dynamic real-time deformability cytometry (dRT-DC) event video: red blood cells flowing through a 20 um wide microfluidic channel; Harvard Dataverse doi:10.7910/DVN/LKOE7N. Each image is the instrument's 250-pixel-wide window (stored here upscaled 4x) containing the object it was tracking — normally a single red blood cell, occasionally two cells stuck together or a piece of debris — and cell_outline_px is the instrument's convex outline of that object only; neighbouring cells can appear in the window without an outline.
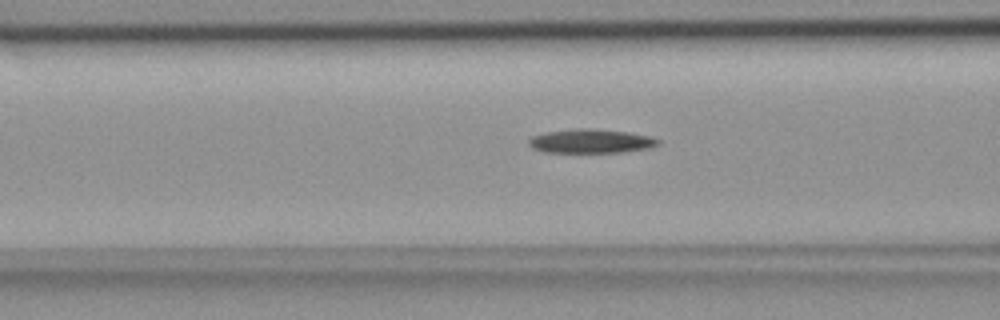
{"species": "common noctule bat (a hibernating species)", "species_latin": "Nyctalus noctula", "temperature_condition": "room temperature", "stored_images_in_passage": 14, "camera_frame_rate_fps": 3000, "um_per_image_px": 0.085, "animal": {"sex": "female", "body_mass_g": 18.4}, "frame": {"image": 1, "passage_image": 8, "time_ms": 2.333, "image_size_px": [1000, 320], "cell_outline_px": [[660, 144], [648, 148], [620, 152], [544, 152], [532, 148], [528, 144], [528, 140], [532, 136], [544, 132], [576, 128], [592, 128], [628, 132], [652, 136], [660, 140]], "centroid_in_image_um": [50.21, 11.98], "position_along_channel_um": 116.4, "area_um2": 18.21}}
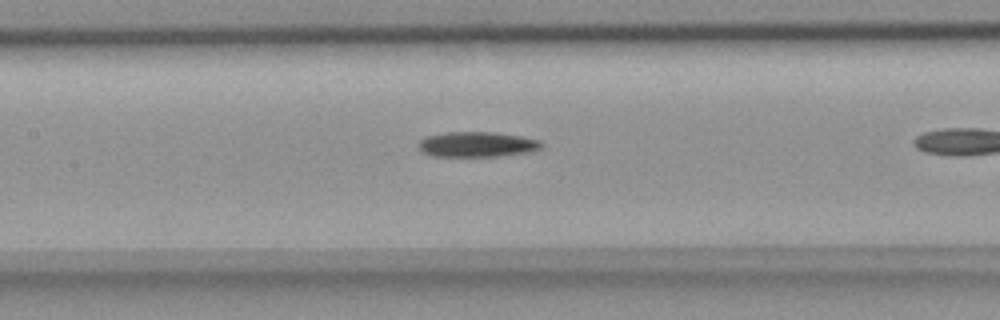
{"frame": {"image": 2, "passage_image": 12, "time_ms": 3.667, "image_size_px": [1000, 320], "cell_outline_px": [[544, 144], [540, 148], [532, 152], [500, 156], [432, 156], [424, 152], [420, 148], [420, 140], [428, 136], [448, 132], [496, 132], [520, 136], [540, 140]], "centroid_in_image_um": [40.62, 12.27], "position_along_channel_um": 166.8, "area_um2": 17.98}}